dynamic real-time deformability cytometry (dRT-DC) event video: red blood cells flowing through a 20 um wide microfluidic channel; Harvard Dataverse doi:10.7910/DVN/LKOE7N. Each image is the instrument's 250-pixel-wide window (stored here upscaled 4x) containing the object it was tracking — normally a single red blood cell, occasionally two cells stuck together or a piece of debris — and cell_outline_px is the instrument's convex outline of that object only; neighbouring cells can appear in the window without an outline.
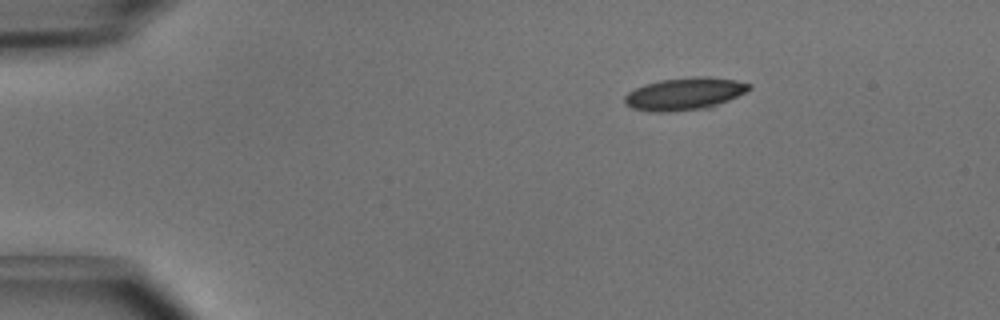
{"species": "common noctule bat (a hibernating species)", "species_latin": "Nyctalus noctula", "temperature_condition": "cold", "stored_images_in_passage": 3, "camera_frame_rate_fps": 3000, "um_per_image_px": 0.085, "animal": {"sex": "male", "body_mass_g": 15.6}, "frame": {"image": 1, "passage_image": 1, "time_ms": 0.0, "image_size_px": [1000, 320], "cell_outline_px": [[752, 88], [712, 108], [664, 112], [656, 112], [632, 108], [624, 104], [624, 96], [628, 92], [644, 84], [660, 80], [692, 76], [708, 76], [736, 80], [752, 84]], "centroid_in_image_um": [58.19, 7.97], "position_along_channel_um": 26.8, "area_um2": 23.7}}
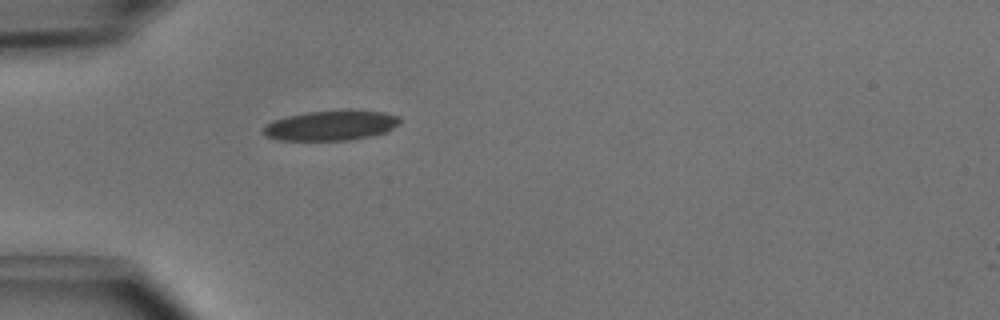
{"frame": {"image": 2, "passage_image": 3, "time_ms": 0.667, "image_size_px": [1000, 320], "cell_outline_px": [[400, 124], [384, 132], [352, 140], [280, 140], [268, 136], [264, 132], [264, 124], [272, 120], [304, 112], [352, 108], [384, 112], [400, 116]], "centroid_in_image_um": [28.17, 10.62], "position_along_channel_um": 56.8, "area_um2": 24.28}}